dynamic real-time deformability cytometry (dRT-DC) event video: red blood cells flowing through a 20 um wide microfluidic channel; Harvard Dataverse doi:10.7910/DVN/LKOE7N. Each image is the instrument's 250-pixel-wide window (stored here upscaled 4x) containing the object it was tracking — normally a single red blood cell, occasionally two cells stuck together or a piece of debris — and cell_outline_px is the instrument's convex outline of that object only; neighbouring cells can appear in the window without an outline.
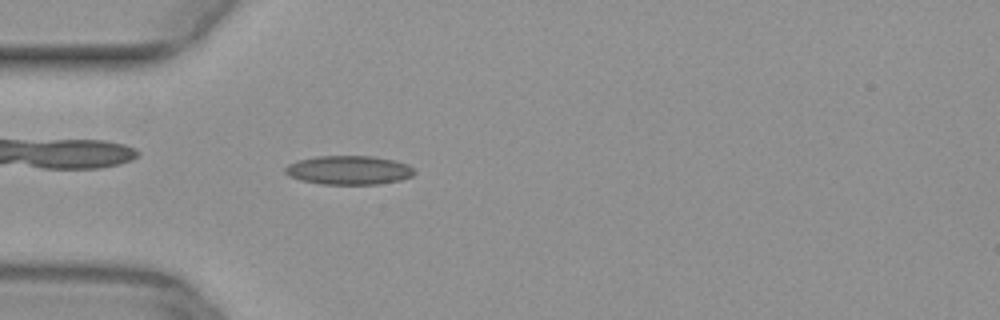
{"species": "common noctule bat (a hibernating species)", "species_latin": "Nyctalus noctula", "temperature_condition": "warm", "stored_images_in_passage": 45, "camera_frame_rate_fps": 3000, "um_per_image_px": 0.085, "animal": {"sex": "female", "body_mass_g": 29.2, "forearm_length_mm": 56.3}, "frame": {"image": 1, "passage_image": 9, "time_ms": 2.667, "image_size_px": [1000, 320], "cell_outline_px": [[416, 172], [412, 176], [400, 180], [380, 184], [320, 184], [300, 180], [288, 176], [284, 172], [284, 168], [288, 164], [296, 160], [316, 156], [372, 156], [392, 160], [408, 164]], "centroid_in_image_um": [29.61, 14.46], "position_along_channel_um": 55.4, "area_um2": 21.91}}
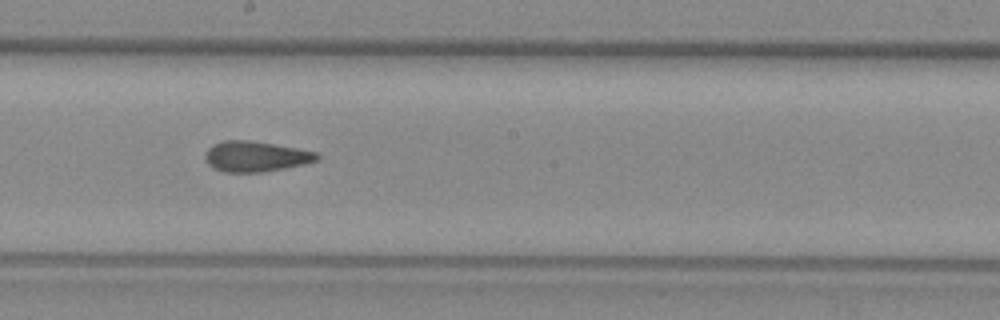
{"frame": {"image": 2, "passage_image": 22, "time_ms": 7.0, "image_size_px": [1000, 320], "cell_outline_px": [[320, 156], [316, 160], [304, 164], [264, 172], [224, 172], [208, 164], [204, 156], [208, 148], [224, 140], [248, 140], [296, 148], [316, 152]], "centroid_in_image_um": [21.72, 13.3], "position_along_channel_um": 226.5, "area_um2": 19.54}}
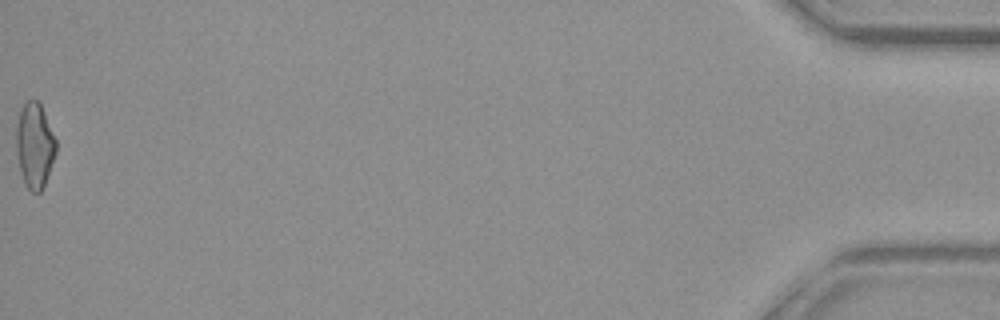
{"frame": {"image": 3, "passage_image": 45, "time_ms": 14.667, "image_size_px": [1000, 320], "cell_outline_px": [[56, 152], [44, 184], [40, 192], [32, 192], [24, 184], [20, 172], [16, 152], [16, 124], [20, 108], [24, 100], [36, 100], [40, 104], [44, 112], [56, 140]], "centroid_in_image_um": [2.91, 12.33], "position_along_channel_um": 432.3, "area_um2": 19.77}}